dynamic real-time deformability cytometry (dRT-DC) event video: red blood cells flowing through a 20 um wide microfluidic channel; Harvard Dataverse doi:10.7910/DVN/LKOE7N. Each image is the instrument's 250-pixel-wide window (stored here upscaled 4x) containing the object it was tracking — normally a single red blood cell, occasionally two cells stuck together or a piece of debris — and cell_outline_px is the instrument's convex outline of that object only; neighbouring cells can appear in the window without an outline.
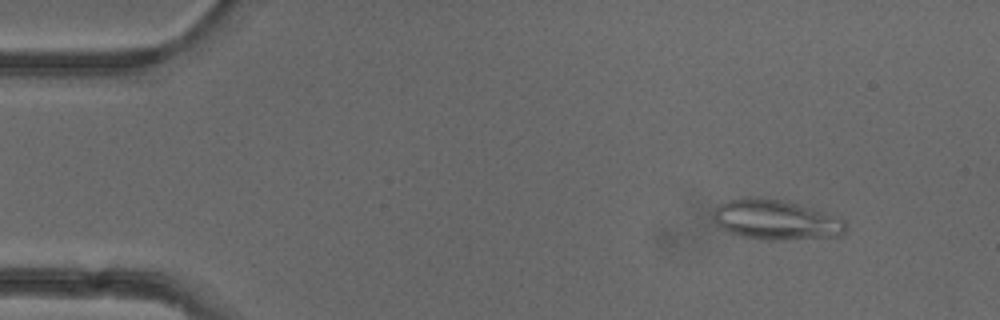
{"species": "common noctule bat (a hibernating species)", "species_latin": "Nyctalus noctula", "temperature_condition": "cold", "stored_images_in_passage": 52, "segment_of_instrument_passage": [1, 2], "camera_frame_rate_fps": 3000, "um_per_image_px": 0.085, "animal": {"sex": "female"}, "frame": {"image": 1, "passage_image": 6, "time_ms": 1.667, "image_size_px": [1000, 320], "cell_outline_px": [[848, 228], [840, 236], [776, 240], [764, 240], [740, 236], [728, 232], [720, 228], [712, 220], [712, 212], [720, 204], [728, 200], [748, 196], [756, 196], [784, 200], [840, 216], [844, 220]], "centroid_in_image_um": [65.93, 18.67], "position_along_channel_um": 19.1, "area_um2": 31.44}}